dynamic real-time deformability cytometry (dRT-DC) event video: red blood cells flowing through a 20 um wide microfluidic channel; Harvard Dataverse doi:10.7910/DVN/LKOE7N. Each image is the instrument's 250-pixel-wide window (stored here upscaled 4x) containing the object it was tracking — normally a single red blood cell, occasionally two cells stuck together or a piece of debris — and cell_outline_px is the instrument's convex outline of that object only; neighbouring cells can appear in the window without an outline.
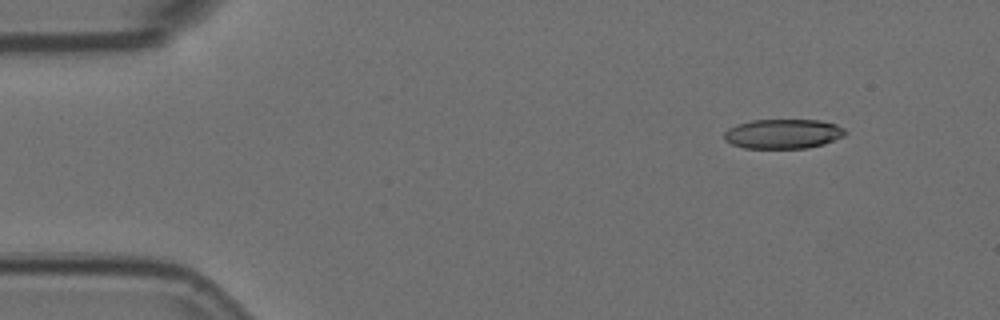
{"species": "Egyptian fruit bat (a non-hibernating species)", "species_latin": "Rousettus aegyptiacus", "temperature_condition": "room temperature", "stored_images_in_passage": 4, "camera_frame_rate_fps": 3000, "um_per_image_px": 0.085, "animal": {"sex": "female"}, "frame": {"image": 1, "passage_image": 1, "time_ms": 0.0, "image_size_px": [1000, 320], "cell_outline_px": [[848, 132], [844, 136], [824, 144], [808, 148], [744, 148], [732, 144], [724, 140], [724, 132], [728, 128], [736, 124], [752, 120], [820, 120], [836, 124], [844, 128]], "centroid_in_image_um": [66.57, 11.37], "position_along_channel_um": 18.4, "area_um2": 21.04}}
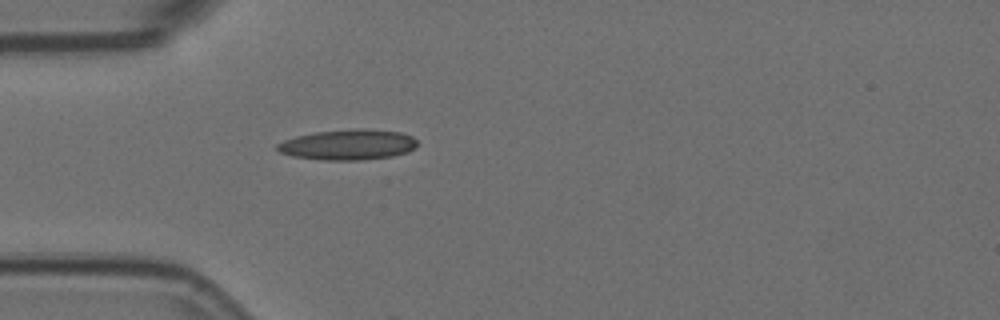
{"frame": {"image": 2, "passage_image": 4, "time_ms": 1.0, "image_size_px": [1000, 320], "cell_outline_px": [[416, 148], [408, 152], [392, 156], [360, 160], [324, 160], [292, 156], [280, 152], [276, 148], [276, 144], [284, 140], [296, 136], [316, 132], [356, 128], [364, 128], [400, 132], [412, 136], [416, 140]], "centroid_in_image_um": [29.59, 12.29], "position_along_channel_um": 55.4, "area_um2": 24.91}}